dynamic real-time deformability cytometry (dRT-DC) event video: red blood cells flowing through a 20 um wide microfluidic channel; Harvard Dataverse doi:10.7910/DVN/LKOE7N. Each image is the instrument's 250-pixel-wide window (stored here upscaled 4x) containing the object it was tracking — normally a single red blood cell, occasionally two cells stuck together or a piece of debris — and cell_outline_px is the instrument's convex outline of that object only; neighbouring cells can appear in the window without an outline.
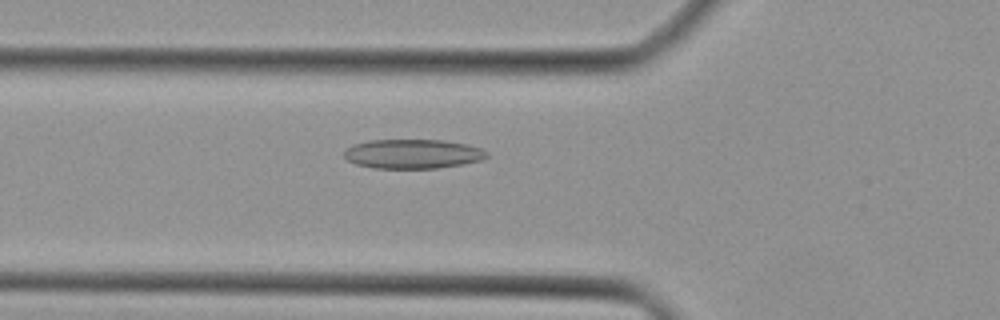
{"species": "Egyptian fruit bat (a non-hibernating species)", "species_latin": "Rousettus aegyptiacus", "temperature_condition": "cold", "stored_images_in_passage": 28, "camera_frame_rate_fps": 3000, "um_per_image_px": 0.085, "animal": {"sex": "female"}, "frame": {"image": 1, "passage_image": 3, "time_ms": 0.667, "image_size_px": [1000, 320], "cell_outline_px": [[488, 156], [480, 160], [460, 164], [436, 168], [372, 168], [356, 164], [348, 160], [344, 156], [344, 152], [352, 144], [368, 140], [444, 140], [468, 144], [480, 148], [488, 152]], "centroid_in_image_um": [35.07, 13.07], "position_along_channel_um": 90.7, "area_um2": 24.33}}
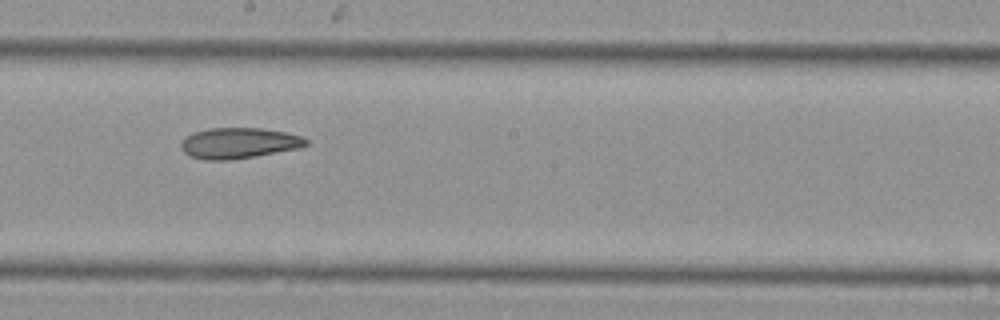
{"frame": {"image": 2, "passage_image": 12, "time_ms": 3.667, "image_size_px": [1000, 320], "cell_outline_px": [[308, 144], [300, 148], [232, 160], [204, 160], [188, 156], [180, 148], [180, 144], [184, 136], [192, 132], [208, 128], [260, 128], [284, 132], [300, 136], [308, 140]], "centroid_in_image_um": [20.23, 12.17], "position_along_channel_um": 228.0, "area_um2": 22.6}}
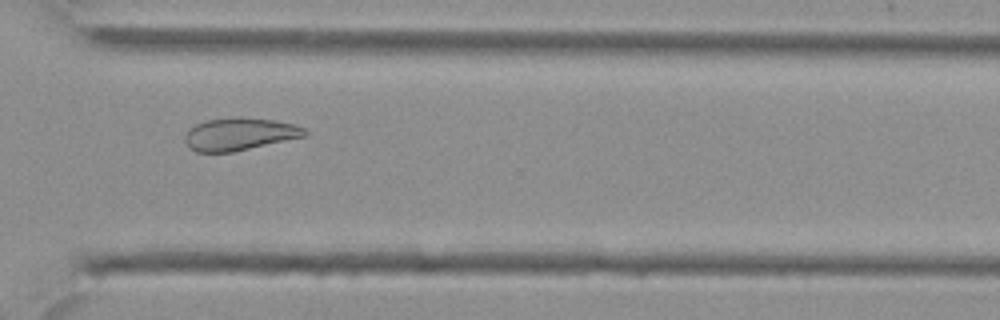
{"frame": {"image": 3, "passage_image": 20, "time_ms": 6.333, "image_size_px": [1000, 320], "cell_outline_px": [[308, 132], [304, 136], [232, 152], [196, 152], [188, 148], [184, 140], [184, 136], [196, 124], [208, 120], [236, 116], [276, 120], [292, 124], [304, 128]], "centroid_in_image_um": [20.33, 11.39], "position_along_channel_um": 350.3, "area_um2": 22.54}}